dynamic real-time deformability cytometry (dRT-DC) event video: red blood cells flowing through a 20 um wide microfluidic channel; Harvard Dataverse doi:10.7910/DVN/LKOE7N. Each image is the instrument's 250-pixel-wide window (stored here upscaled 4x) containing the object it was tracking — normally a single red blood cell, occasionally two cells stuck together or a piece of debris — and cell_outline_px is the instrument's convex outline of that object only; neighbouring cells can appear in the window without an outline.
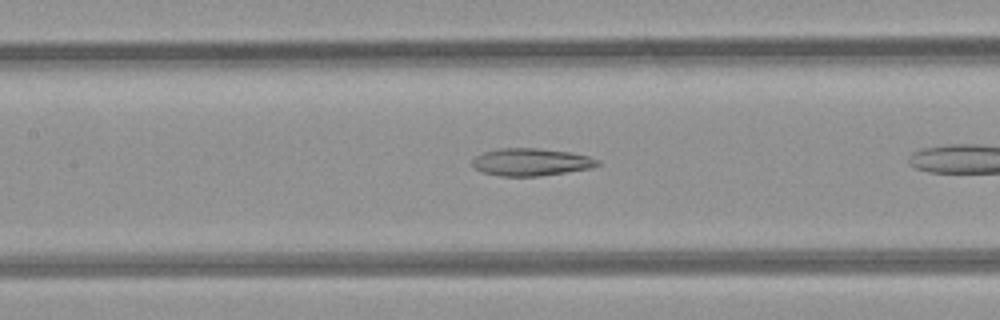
{"species": "common noctule bat (a hibernating species)", "species_latin": "Nyctalus noctula", "temperature_condition": "room temperature", "stored_images_in_passage": 19, "camera_frame_rate_fps": 3000, "um_per_image_px": 0.085, "animal": {"sex": "female", "body_mass_g": 21.9}, "frame": {"image": 1, "passage_image": 9, "time_ms": 2.667, "image_size_px": [1000, 320], "cell_outline_px": [[600, 164], [592, 168], [540, 176], [500, 176], [480, 172], [472, 164], [472, 160], [476, 156], [484, 152], [496, 148], [536, 148], [572, 152], [588, 156], [600, 160]], "centroid_in_image_um": [45.14, 13.77], "position_along_channel_um": 162.3, "area_um2": 20.17}}